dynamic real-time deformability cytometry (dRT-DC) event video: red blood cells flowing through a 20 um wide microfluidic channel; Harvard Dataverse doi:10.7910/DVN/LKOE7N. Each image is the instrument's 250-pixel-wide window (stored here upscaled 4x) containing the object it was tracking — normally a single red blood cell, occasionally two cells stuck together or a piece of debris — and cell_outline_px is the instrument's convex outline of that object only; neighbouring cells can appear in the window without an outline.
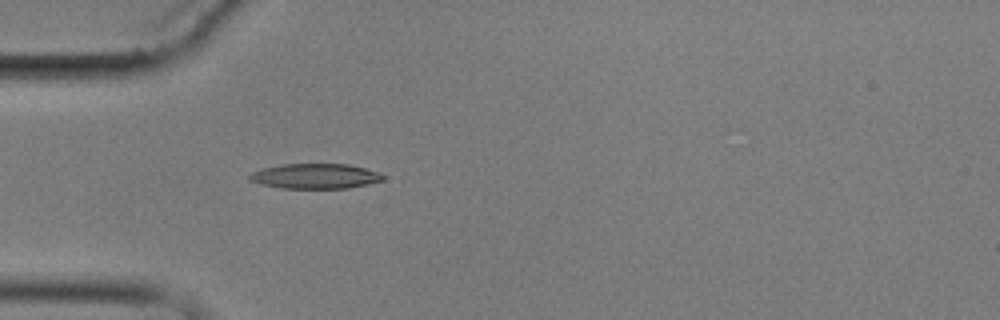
{"species": "common noctule bat (a hibernating species)", "species_latin": "Nyctalus noctula", "temperature_condition": "cold", "stored_images_in_passage": 4, "camera_frame_rate_fps": 3000, "um_per_image_px": 0.085, "animal": {"sex": "male", "body_mass_g": 17.9}, "frame": {"image": 1, "passage_image": 4, "time_ms": 3.667, "image_size_px": [1000, 320], "cell_outline_px": [[384, 180], [348, 188], [280, 188], [260, 184], [248, 180], [248, 176], [252, 172], [264, 168], [280, 164], [348, 164], [380, 172], [384, 176]], "centroid_in_image_um": [26.78, 14.97], "position_along_channel_um": 58.2, "area_um2": 19.48}}